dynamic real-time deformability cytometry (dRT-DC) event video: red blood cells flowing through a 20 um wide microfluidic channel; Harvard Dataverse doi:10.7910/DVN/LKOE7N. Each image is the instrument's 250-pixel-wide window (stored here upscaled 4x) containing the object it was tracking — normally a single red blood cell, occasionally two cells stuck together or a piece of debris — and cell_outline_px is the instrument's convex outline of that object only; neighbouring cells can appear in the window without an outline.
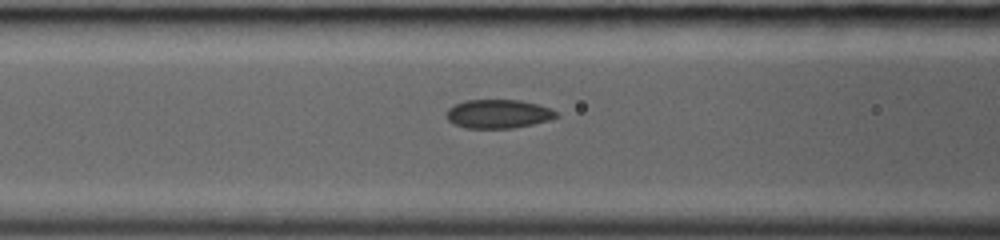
{"species": "common noctule bat (a hibernating species)", "species_latin": "Nyctalus noctula", "temperature_condition": "room temperature", "stored_images_in_passage": 26, "camera_frame_rate_fps": 3000, "um_per_image_px": 0.085, "animal": {"sex": "female", "body_mass_g": 19.0, "forearm_length_mm": 53.3}, "frame": {"image": 1, "passage_image": 9, "time_ms": 2.667, "image_size_px": [1000, 240], "cell_outline_px": [[560, 116], [548, 120], [532, 124], [512, 128], [464, 128], [452, 124], [448, 120], [448, 108], [464, 100], [520, 100], [536, 104], [548, 108], [556, 112]], "centroid_in_image_um": [42.33, 9.68], "position_along_channel_um": 124.3, "area_um2": 18.26}}
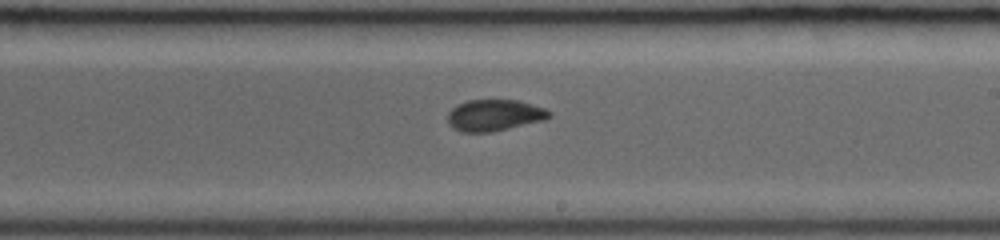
{"frame": {"image": 2, "passage_image": 16, "time_ms": 5.0, "image_size_px": [1000, 240], "cell_outline_px": [[552, 116], [544, 120], [492, 132], [460, 132], [452, 128], [448, 124], [448, 112], [456, 104], [468, 100], [516, 100], [532, 104], [544, 108], [552, 112]], "centroid_in_image_um": [42.0, 9.8], "position_along_channel_um": 247.0, "area_um2": 18.73}}
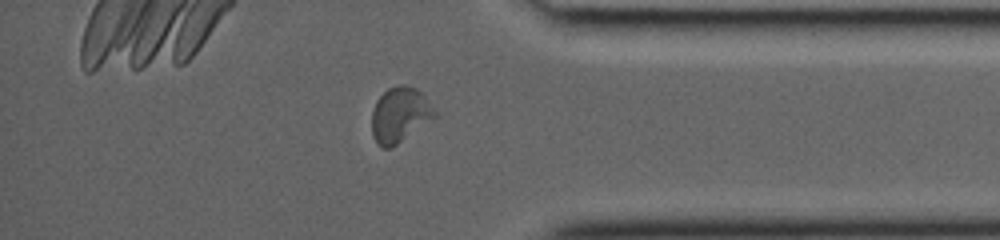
{"frame": {"image": 3, "passage_image": 25, "time_ms": 8.0, "image_size_px": [1000, 240], "cell_outline_px": [[440, 116], [392, 148], [384, 148], [376, 144], [372, 136], [372, 112], [376, 100], [388, 88], [396, 84], [404, 84], [416, 88], [432, 104]], "centroid_in_image_um": [34.02, 9.78], "position_along_channel_um": 401.2, "area_um2": 20.87}}